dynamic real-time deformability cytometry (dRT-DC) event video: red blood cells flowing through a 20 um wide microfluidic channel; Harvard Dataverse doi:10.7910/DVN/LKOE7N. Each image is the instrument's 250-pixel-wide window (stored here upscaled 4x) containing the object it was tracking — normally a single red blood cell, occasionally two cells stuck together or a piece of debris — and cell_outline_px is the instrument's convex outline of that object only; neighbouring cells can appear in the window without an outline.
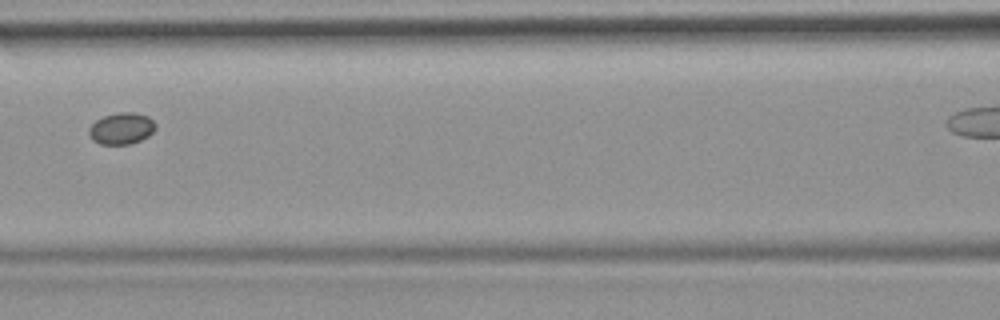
{"species": "common noctule bat (a hibernating species)", "species_latin": "Nyctalus noctula", "temperature_condition": "room temperature", "stored_images_in_passage": 5, "camera_frame_rate_fps": 3000, "um_per_image_px": 0.085, "animal": {"sex": "female", "body_mass_g": 19.9}, "frame": {"image": 1, "passage_image": 4, "time_ms": 3.333, "image_size_px": [1000, 320], "cell_outline_px": [[156, 128], [148, 136], [140, 140], [128, 144], [100, 144], [92, 140], [88, 132], [88, 128], [96, 120], [104, 116], [120, 112], [136, 112], [148, 116], [156, 124]], "centroid_in_image_um": [10.32, 10.91], "position_along_channel_um": 156.3, "area_um2": 12.25}}